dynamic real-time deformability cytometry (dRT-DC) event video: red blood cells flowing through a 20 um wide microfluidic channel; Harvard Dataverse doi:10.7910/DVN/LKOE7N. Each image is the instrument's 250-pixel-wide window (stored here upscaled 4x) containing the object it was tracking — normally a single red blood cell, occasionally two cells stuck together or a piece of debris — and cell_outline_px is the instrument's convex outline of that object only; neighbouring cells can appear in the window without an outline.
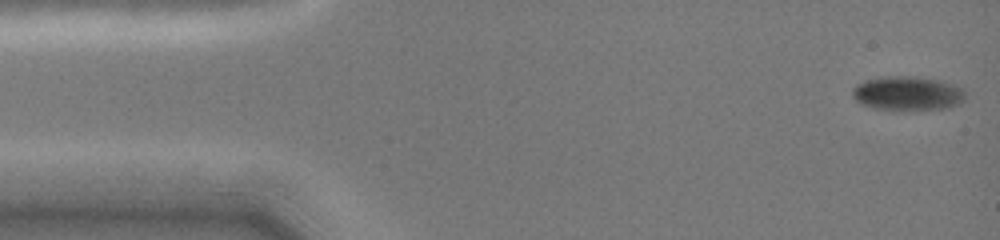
{"species": "common noctule bat (a hibernating species)", "species_latin": "Nyctalus noctula", "temperature_condition": "cold", "stored_images_in_passage": 46, "camera_frame_rate_fps": 3000, "um_per_image_px": 0.085, "animal": {"sex": "female", "body_mass_g": 19.0, "forearm_length_mm": 51.5}, "frame": {"image": 1, "passage_image": 1, "time_ms": 0.0, "image_size_px": [1000, 240], "cell_outline_px": [[964, 100], [960, 104], [948, 108], [876, 108], [860, 104], [852, 96], [852, 88], [856, 84], [864, 80], [880, 76], [916, 76], [940, 80], [956, 84], [964, 88]], "centroid_in_image_um": [77.15, 7.89], "position_along_channel_um": 7.9, "area_um2": 22.37}}
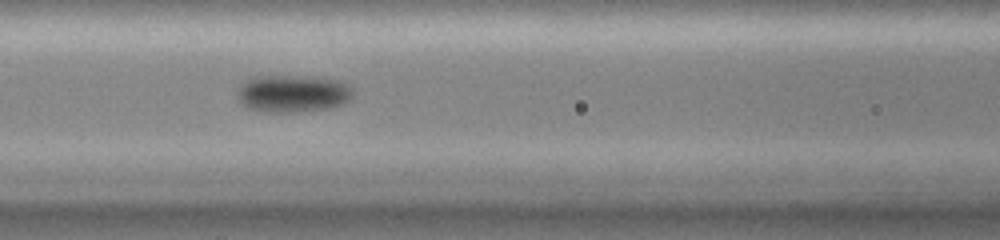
{"frame": {"image": 2, "passage_image": 19, "time_ms": 6.0, "image_size_px": [1000, 240], "cell_outline_px": [[352, 96], [348, 100], [340, 104], [328, 108], [296, 112], [268, 112], [248, 108], [240, 104], [236, 96], [236, 92], [240, 84], [256, 76], [312, 76], [336, 80], [348, 84], [352, 88]], "centroid_in_image_um": [24.83, 7.95], "position_along_channel_um": 141.8, "area_um2": 25.26}}
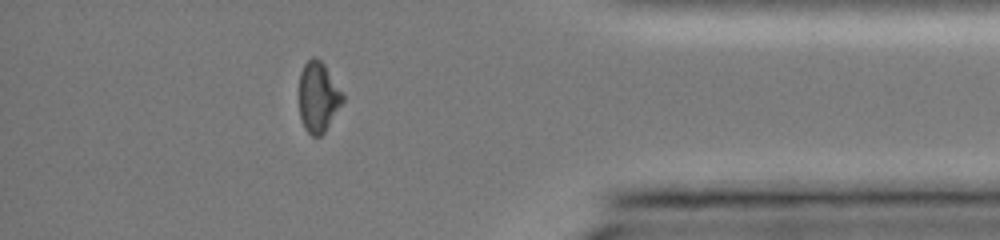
{"frame": {"image": 3, "passage_image": 40, "time_ms": 13.0, "image_size_px": [1000, 240], "cell_outline_px": [[344, 100], [324, 132], [320, 136], [312, 136], [304, 128], [300, 116], [300, 72], [304, 64], [312, 56], [316, 56], [324, 64], [344, 92]], "centroid_in_image_um": [27.06, 8.22], "position_along_channel_um": 408.1, "area_um2": 17.86}}